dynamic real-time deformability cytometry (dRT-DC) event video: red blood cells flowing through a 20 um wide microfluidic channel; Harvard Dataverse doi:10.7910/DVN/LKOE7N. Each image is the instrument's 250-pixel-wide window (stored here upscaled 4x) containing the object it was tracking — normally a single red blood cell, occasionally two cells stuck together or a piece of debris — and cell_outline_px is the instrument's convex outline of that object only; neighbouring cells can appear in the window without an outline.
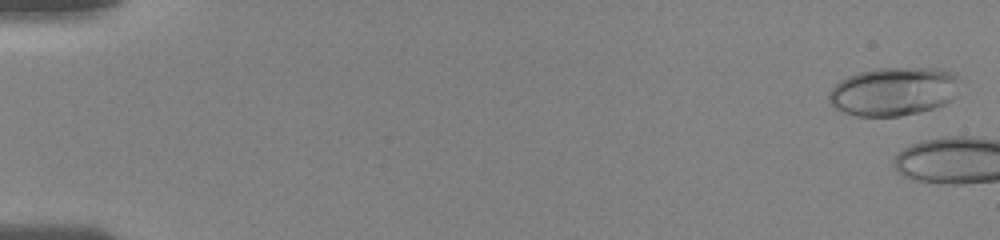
{"species": "human", "species_latin": "Homo sapiens", "temperature_condition": "room temperature", "stored_images_in_passage": 7, "camera_frame_rate_fps": 3000, "um_per_image_px": 0.085, "donor": {"sex": "female"}, "frame": {"image": 1, "passage_image": 2, "time_ms": 0.333, "image_size_px": [1000, 240], "cell_outline_px": [[964, 76], [952, 100], [944, 104], [920, 112], [900, 116], [856, 116], [840, 112], [832, 108], [828, 100], [828, 92], [840, 80], [856, 72], [876, 68], [940, 68], [956, 72]], "centroid_in_image_um": [75.98, 7.76], "position_along_channel_um": 9.0, "area_um2": 37.97}}